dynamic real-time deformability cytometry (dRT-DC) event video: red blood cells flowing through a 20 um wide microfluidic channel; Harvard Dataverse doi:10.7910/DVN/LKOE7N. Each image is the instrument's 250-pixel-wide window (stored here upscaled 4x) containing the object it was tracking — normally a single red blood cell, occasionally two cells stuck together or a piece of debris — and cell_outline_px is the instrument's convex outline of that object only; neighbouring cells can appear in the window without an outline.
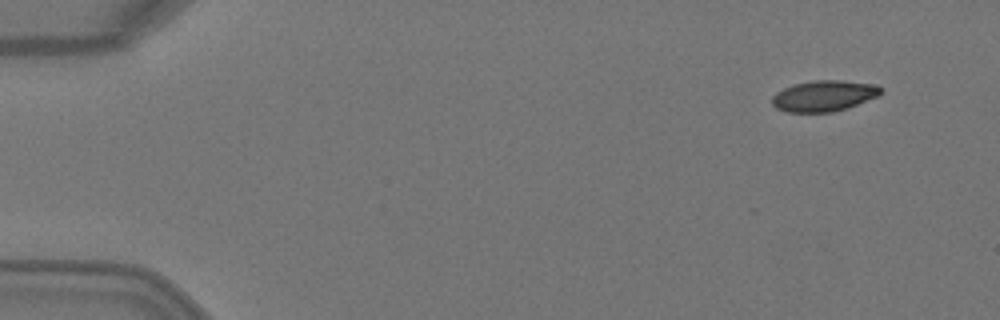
{"species": "Egyptian fruit bat (a non-hibernating species)", "species_latin": "Rousettus aegyptiacus", "temperature_condition": "warm", "stored_images_in_passage": 5, "segment_of_instrument_passage": [1, 2], "camera_frame_rate_fps": 3000, "um_per_image_px": 0.085, "animal": {"sex": "female"}, "frame": {"image": 1, "passage_image": 1, "time_ms": 0.0, "image_size_px": [1000, 320], "cell_outline_px": [[884, 88], [880, 96], [848, 108], [832, 112], [788, 112], [776, 108], [772, 104], [772, 96], [776, 92], [792, 84], [812, 80], [840, 80], [872, 84]], "centroid_in_image_um": [70.05, 8.15], "position_along_channel_um": 15.0, "area_um2": 19.83}}
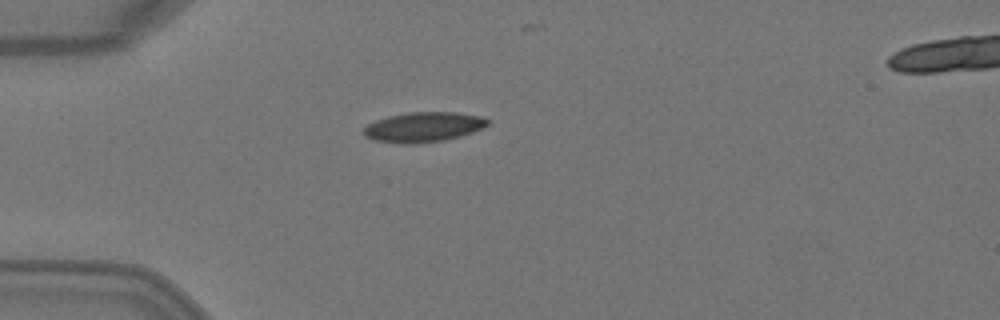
{"frame": {"image": 2, "passage_image": 4, "time_ms": 1.0, "image_size_px": [1000, 320], "cell_outline_px": [[488, 124], [472, 132], [460, 136], [444, 140], [412, 144], [404, 144], [376, 140], [364, 136], [360, 132], [368, 124], [376, 120], [388, 116], [408, 112], [456, 112], [484, 116], [488, 120]], "centroid_in_image_um": [35.97, 10.79], "position_along_channel_um": 49.0, "area_um2": 21.62}}